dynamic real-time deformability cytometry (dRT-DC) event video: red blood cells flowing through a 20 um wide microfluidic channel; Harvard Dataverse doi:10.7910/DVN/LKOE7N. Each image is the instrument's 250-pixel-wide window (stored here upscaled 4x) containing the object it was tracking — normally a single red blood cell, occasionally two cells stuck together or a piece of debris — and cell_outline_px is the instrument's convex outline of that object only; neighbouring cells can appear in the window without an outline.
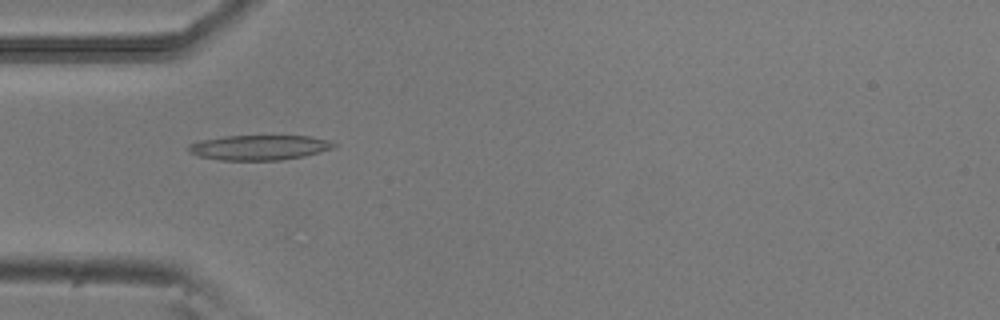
{"species": "common noctule bat (a hibernating species)", "species_latin": "Nyctalus noctula", "temperature_condition": "room temperature", "stored_images_in_passage": 48, "camera_frame_rate_fps": 3000, "um_per_image_px": 0.085, "animal": {"sex": "male", "body_mass_g": 20.5, "forearm_length_mm": 52.5}, "frame": {"image": 1, "passage_image": 15, "time_ms": 4.667, "image_size_px": [1000, 320], "cell_outline_px": [[336, 148], [304, 156], [280, 160], [220, 160], [200, 156], [188, 152], [188, 144], [204, 140], [224, 136], [312, 136], [328, 140], [336, 144]], "centroid_in_image_um": [22.07, 12.54], "position_along_channel_um": 62.9, "area_um2": 21.1}}
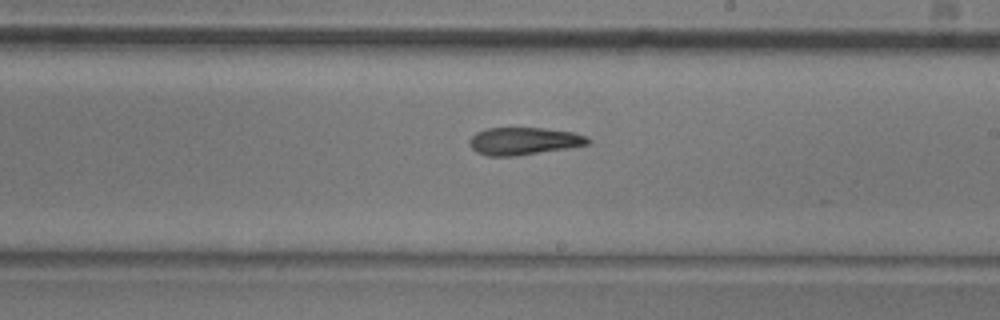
{"frame": {"image": 2, "passage_image": 29, "time_ms": 9.333, "image_size_px": [1000, 320], "cell_outline_px": [[592, 140], [588, 144], [568, 148], [516, 156], [488, 156], [476, 152], [468, 144], [468, 140], [476, 132], [484, 128], [544, 128], [572, 132], [588, 136]], "centroid_in_image_um": [44.5, 11.99], "position_along_channel_um": 244.5, "area_um2": 19.13}}
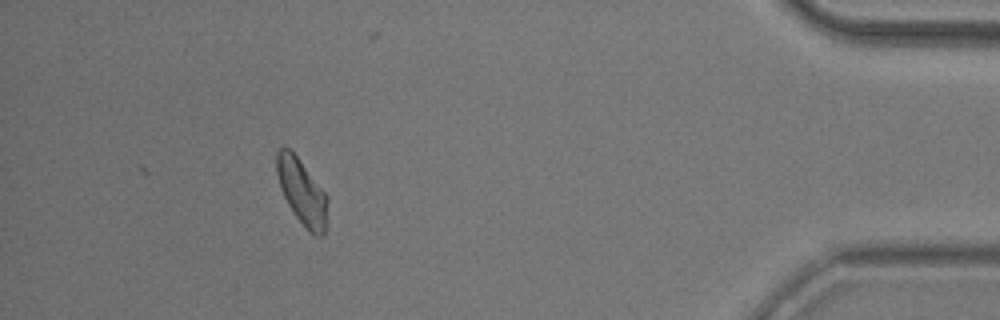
{"frame": {"image": 3, "passage_image": 48, "time_ms": 15.667, "image_size_px": [1000, 320], "cell_outline_px": [[328, 228], [324, 236], [316, 236], [308, 232], [296, 216], [288, 204], [280, 188], [276, 172], [276, 152], [280, 148], [288, 148], [300, 160], [328, 196]], "centroid_in_image_um": [25.71, 16.38], "position_along_channel_um": 409.5, "area_um2": 19.71}}